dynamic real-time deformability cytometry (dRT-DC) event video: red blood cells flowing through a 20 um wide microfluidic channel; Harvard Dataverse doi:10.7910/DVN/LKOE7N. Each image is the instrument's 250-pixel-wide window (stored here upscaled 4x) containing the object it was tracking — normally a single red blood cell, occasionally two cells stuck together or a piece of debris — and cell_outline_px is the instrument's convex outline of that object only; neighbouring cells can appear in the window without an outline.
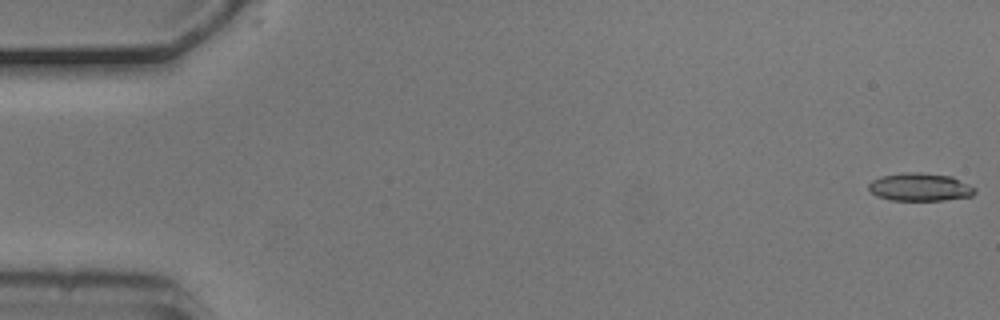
{"species": "common noctule bat (a hibernating species)", "species_latin": "Nyctalus noctula", "temperature_condition": "cold", "stored_images_in_passage": 4, "camera_frame_rate_fps": 3000, "um_per_image_px": 0.085, "animal": {"sex": "male", "body_mass_g": 20.5, "forearm_length_mm": 52.5}, "frame": {"image": 1, "passage_image": 1, "time_ms": 0.0, "image_size_px": [1000, 320], "cell_outline_px": [[976, 192], [972, 196], [944, 200], [892, 200], [876, 196], [868, 188], [868, 184], [872, 180], [880, 176], [904, 172], [920, 172], [952, 176], [976, 188]], "centroid_in_image_um": [78.2, 15.89], "position_along_channel_um": 6.8, "area_um2": 17.4}}